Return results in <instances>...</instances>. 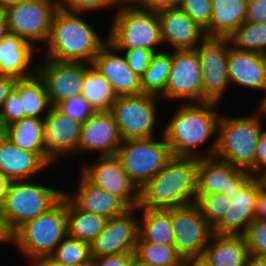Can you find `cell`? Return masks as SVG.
I'll return each mask as SVG.
<instances>
[{
  "mask_svg": "<svg viewBox=\"0 0 266 266\" xmlns=\"http://www.w3.org/2000/svg\"><path fill=\"white\" fill-rule=\"evenodd\" d=\"M245 266H266V256L249 255Z\"/></svg>",
  "mask_w": 266,
  "mask_h": 266,
  "instance_id": "obj_55",
  "label": "cell"
},
{
  "mask_svg": "<svg viewBox=\"0 0 266 266\" xmlns=\"http://www.w3.org/2000/svg\"><path fill=\"white\" fill-rule=\"evenodd\" d=\"M265 95L264 97H262L263 99H261V101H259V105L257 110L261 113V115L263 116V118L266 119V93L262 94Z\"/></svg>",
  "mask_w": 266,
  "mask_h": 266,
  "instance_id": "obj_58",
  "label": "cell"
},
{
  "mask_svg": "<svg viewBox=\"0 0 266 266\" xmlns=\"http://www.w3.org/2000/svg\"><path fill=\"white\" fill-rule=\"evenodd\" d=\"M133 266H155V265L147 264V263L141 262L140 260H138V259L134 256V258H133Z\"/></svg>",
  "mask_w": 266,
  "mask_h": 266,
  "instance_id": "obj_62",
  "label": "cell"
},
{
  "mask_svg": "<svg viewBox=\"0 0 266 266\" xmlns=\"http://www.w3.org/2000/svg\"><path fill=\"white\" fill-rule=\"evenodd\" d=\"M211 5L206 37L228 38L247 19L248 0H211Z\"/></svg>",
  "mask_w": 266,
  "mask_h": 266,
  "instance_id": "obj_28",
  "label": "cell"
},
{
  "mask_svg": "<svg viewBox=\"0 0 266 266\" xmlns=\"http://www.w3.org/2000/svg\"><path fill=\"white\" fill-rule=\"evenodd\" d=\"M68 235L66 196L48 211L24 223L10 236V245L16 246L27 260L50 256Z\"/></svg>",
  "mask_w": 266,
  "mask_h": 266,
  "instance_id": "obj_6",
  "label": "cell"
},
{
  "mask_svg": "<svg viewBox=\"0 0 266 266\" xmlns=\"http://www.w3.org/2000/svg\"><path fill=\"white\" fill-rule=\"evenodd\" d=\"M79 175V181L71 185L74 191L63 193L79 210L95 213L106 219L123 215L129 210L118 197L93 185L82 174Z\"/></svg>",
  "mask_w": 266,
  "mask_h": 266,
  "instance_id": "obj_24",
  "label": "cell"
},
{
  "mask_svg": "<svg viewBox=\"0 0 266 266\" xmlns=\"http://www.w3.org/2000/svg\"><path fill=\"white\" fill-rule=\"evenodd\" d=\"M160 134V138L124 140L115 154L138 191L173 157L167 141Z\"/></svg>",
  "mask_w": 266,
  "mask_h": 266,
  "instance_id": "obj_8",
  "label": "cell"
},
{
  "mask_svg": "<svg viewBox=\"0 0 266 266\" xmlns=\"http://www.w3.org/2000/svg\"><path fill=\"white\" fill-rule=\"evenodd\" d=\"M242 235L249 255L266 256V220L254 219Z\"/></svg>",
  "mask_w": 266,
  "mask_h": 266,
  "instance_id": "obj_39",
  "label": "cell"
},
{
  "mask_svg": "<svg viewBox=\"0 0 266 266\" xmlns=\"http://www.w3.org/2000/svg\"><path fill=\"white\" fill-rule=\"evenodd\" d=\"M58 8L71 12L88 14L97 13L99 11L115 10L113 8L111 0H58Z\"/></svg>",
  "mask_w": 266,
  "mask_h": 266,
  "instance_id": "obj_42",
  "label": "cell"
},
{
  "mask_svg": "<svg viewBox=\"0 0 266 266\" xmlns=\"http://www.w3.org/2000/svg\"><path fill=\"white\" fill-rule=\"evenodd\" d=\"M203 256L211 266H245L249 253L243 235L213 233Z\"/></svg>",
  "mask_w": 266,
  "mask_h": 266,
  "instance_id": "obj_27",
  "label": "cell"
},
{
  "mask_svg": "<svg viewBox=\"0 0 266 266\" xmlns=\"http://www.w3.org/2000/svg\"><path fill=\"white\" fill-rule=\"evenodd\" d=\"M134 253L103 256L92 259L93 266H133Z\"/></svg>",
  "mask_w": 266,
  "mask_h": 266,
  "instance_id": "obj_45",
  "label": "cell"
},
{
  "mask_svg": "<svg viewBox=\"0 0 266 266\" xmlns=\"http://www.w3.org/2000/svg\"><path fill=\"white\" fill-rule=\"evenodd\" d=\"M80 173L93 185L118 197L129 209L139 205V191L130 182L116 155L97 156L94 162H85Z\"/></svg>",
  "mask_w": 266,
  "mask_h": 266,
  "instance_id": "obj_13",
  "label": "cell"
},
{
  "mask_svg": "<svg viewBox=\"0 0 266 266\" xmlns=\"http://www.w3.org/2000/svg\"><path fill=\"white\" fill-rule=\"evenodd\" d=\"M231 203V197L223 193L196 195L194 204L206 221L214 227L224 216Z\"/></svg>",
  "mask_w": 266,
  "mask_h": 266,
  "instance_id": "obj_38",
  "label": "cell"
},
{
  "mask_svg": "<svg viewBox=\"0 0 266 266\" xmlns=\"http://www.w3.org/2000/svg\"><path fill=\"white\" fill-rule=\"evenodd\" d=\"M11 180L0 171V206L4 203Z\"/></svg>",
  "mask_w": 266,
  "mask_h": 266,
  "instance_id": "obj_54",
  "label": "cell"
},
{
  "mask_svg": "<svg viewBox=\"0 0 266 266\" xmlns=\"http://www.w3.org/2000/svg\"><path fill=\"white\" fill-rule=\"evenodd\" d=\"M171 66V51L165 49L154 53L148 68L140 77L142 93L161 97L165 91Z\"/></svg>",
  "mask_w": 266,
  "mask_h": 266,
  "instance_id": "obj_34",
  "label": "cell"
},
{
  "mask_svg": "<svg viewBox=\"0 0 266 266\" xmlns=\"http://www.w3.org/2000/svg\"><path fill=\"white\" fill-rule=\"evenodd\" d=\"M122 138L109 112H95L81 124L78 155L97 152V156L115 155Z\"/></svg>",
  "mask_w": 266,
  "mask_h": 266,
  "instance_id": "obj_20",
  "label": "cell"
},
{
  "mask_svg": "<svg viewBox=\"0 0 266 266\" xmlns=\"http://www.w3.org/2000/svg\"><path fill=\"white\" fill-rule=\"evenodd\" d=\"M113 13L115 14L112 17V24L109 26L107 39L115 49L140 47L154 53L165 50L162 48L157 12L125 8Z\"/></svg>",
  "mask_w": 266,
  "mask_h": 266,
  "instance_id": "obj_7",
  "label": "cell"
},
{
  "mask_svg": "<svg viewBox=\"0 0 266 266\" xmlns=\"http://www.w3.org/2000/svg\"><path fill=\"white\" fill-rule=\"evenodd\" d=\"M261 189L257 176L251 175L231 197V203L222 219L213 227L215 234L242 235L254 220L256 200Z\"/></svg>",
  "mask_w": 266,
  "mask_h": 266,
  "instance_id": "obj_19",
  "label": "cell"
},
{
  "mask_svg": "<svg viewBox=\"0 0 266 266\" xmlns=\"http://www.w3.org/2000/svg\"><path fill=\"white\" fill-rule=\"evenodd\" d=\"M202 29H206L211 21V0H182L179 7Z\"/></svg>",
  "mask_w": 266,
  "mask_h": 266,
  "instance_id": "obj_41",
  "label": "cell"
},
{
  "mask_svg": "<svg viewBox=\"0 0 266 266\" xmlns=\"http://www.w3.org/2000/svg\"><path fill=\"white\" fill-rule=\"evenodd\" d=\"M219 105L217 102L207 101L180 103L176 106L171 119L161 130L173 156L197 158L214 156L217 147L218 121L222 113L217 109ZM210 140L211 142H208ZM207 143V147L202 150Z\"/></svg>",
  "mask_w": 266,
  "mask_h": 266,
  "instance_id": "obj_1",
  "label": "cell"
},
{
  "mask_svg": "<svg viewBox=\"0 0 266 266\" xmlns=\"http://www.w3.org/2000/svg\"><path fill=\"white\" fill-rule=\"evenodd\" d=\"M36 50L39 49L24 38L8 33L0 42V75L15 80L35 75L38 62L35 61V56H38Z\"/></svg>",
  "mask_w": 266,
  "mask_h": 266,
  "instance_id": "obj_25",
  "label": "cell"
},
{
  "mask_svg": "<svg viewBox=\"0 0 266 266\" xmlns=\"http://www.w3.org/2000/svg\"><path fill=\"white\" fill-rule=\"evenodd\" d=\"M228 76L231 86L266 93V55L236 49L228 39Z\"/></svg>",
  "mask_w": 266,
  "mask_h": 266,
  "instance_id": "obj_23",
  "label": "cell"
},
{
  "mask_svg": "<svg viewBox=\"0 0 266 266\" xmlns=\"http://www.w3.org/2000/svg\"><path fill=\"white\" fill-rule=\"evenodd\" d=\"M57 9L58 0H24L8 6L3 10L8 33L24 38L40 51L48 41Z\"/></svg>",
  "mask_w": 266,
  "mask_h": 266,
  "instance_id": "obj_10",
  "label": "cell"
},
{
  "mask_svg": "<svg viewBox=\"0 0 266 266\" xmlns=\"http://www.w3.org/2000/svg\"><path fill=\"white\" fill-rule=\"evenodd\" d=\"M139 215V238L144 242L174 245L171 209L150 210L137 206Z\"/></svg>",
  "mask_w": 266,
  "mask_h": 266,
  "instance_id": "obj_30",
  "label": "cell"
},
{
  "mask_svg": "<svg viewBox=\"0 0 266 266\" xmlns=\"http://www.w3.org/2000/svg\"><path fill=\"white\" fill-rule=\"evenodd\" d=\"M236 49L266 55V23L244 22L228 37Z\"/></svg>",
  "mask_w": 266,
  "mask_h": 266,
  "instance_id": "obj_35",
  "label": "cell"
},
{
  "mask_svg": "<svg viewBox=\"0 0 266 266\" xmlns=\"http://www.w3.org/2000/svg\"><path fill=\"white\" fill-rule=\"evenodd\" d=\"M29 266H62L61 264H58L52 257L50 256H40V257H34L30 258L28 260Z\"/></svg>",
  "mask_w": 266,
  "mask_h": 266,
  "instance_id": "obj_51",
  "label": "cell"
},
{
  "mask_svg": "<svg viewBox=\"0 0 266 266\" xmlns=\"http://www.w3.org/2000/svg\"><path fill=\"white\" fill-rule=\"evenodd\" d=\"M23 117H25V112L22 110L20 95L14 88H12L3 103L0 111V118L3 123L8 126Z\"/></svg>",
  "mask_w": 266,
  "mask_h": 266,
  "instance_id": "obj_44",
  "label": "cell"
},
{
  "mask_svg": "<svg viewBox=\"0 0 266 266\" xmlns=\"http://www.w3.org/2000/svg\"><path fill=\"white\" fill-rule=\"evenodd\" d=\"M194 50L201 65L203 102L222 103L224 95L231 88L228 38L206 37Z\"/></svg>",
  "mask_w": 266,
  "mask_h": 266,
  "instance_id": "obj_11",
  "label": "cell"
},
{
  "mask_svg": "<svg viewBox=\"0 0 266 266\" xmlns=\"http://www.w3.org/2000/svg\"><path fill=\"white\" fill-rule=\"evenodd\" d=\"M68 236L91 243L104 229L107 219L79 210L66 197Z\"/></svg>",
  "mask_w": 266,
  "mask_h": 266,
  "instance_id": "obj_33",
  "label": "cell"
},
{
  "mask_svg": "<svg viewBox=\"0 0 266 266\" xmlns=\"http://www.w3.org/2000/svg\"><path fill=\"white\" fill-rule=\"evenodd\" d=\"M250 176L249 171L238 169L214 156L199 158L196 169V195H232Z\"/></svg>",
  "mask_w": 266,
  "mask_h": 266,
  "instance_id": "obj_17",
  "label": "cell"
},
{
  "mask_svg": "<svg viewBox=\"0 0 266 266\" xmlns=\"http://www.w3.org/2000/svg\"><path fill=\"white\" fill-rule=\"evenodd\" d=\"M171 63L161 101L203 103L201 65L195 50H173Z\"/></svg>",
  "mask_w": 266,
  "mask_h": 266,
  "instance_id": "obj_12",
  "label": "cell"
},
{
  "mask_svg": "<svg viewBox=\"0 0 266 266\" xmlns=\"http://www.w3.org/2000/svg\"><path fill=\"white\" fill-rule=\"evenodd\" d=\"M264 123L258 110L248 115L221 113L214 157L255 176L257 142L266 129Z\"/></svg>",
  "mask_w": 266,
  "mask_h": 266,
  "instance_id": "obj_4",
  "label": "cell"
},
{
  "mask_svg": "<svg viewBox=\"0 0 266 266\" xmlns=\"http://www.w3.org/2000/svg\"><path fill=\"white\" fill-rule=\"evenodd\" d=\"M8 34V28L4 12L0 10V42Z\"/></svg>",
  "mask_w": 266,
  "mask_h": 266,
  "instance_id": "obj_56",
  "label": "cell"
},
{
  "mask_svg": "<svg viewBox=\"0 0 266 266\" xmlns=\"http://www.w3.org/2000/svg\"><path fill=\"white\" fill-rule=\"evenodd\" d=\"M24 0H0V10H4L6 7L17 4Z\"/></svg>",
  "mask_w": 266,
  "mask_h": 266,
  "instance_id": "obj_59",
  "label": "cell"
},
{
  "mask_svg": "<svg viewBox=\"0 0 266 266\" xmlns=\"http://www.w3.org/2000/svg\"><path fill=\"white\" fill-rule=\"evenodd\" d=\"M80 95L95 112H109L117 99L111 84L89 63H86V74Z\"/></svg>",
  "mask_w": 266,
  "mask_h": 266,
  "instance_id": "obj_32",
  "label": "cell"
},
{
  "mask_svg": "<svg viewBox=\"0 0 266 266\" xmlns=\"http://www.w3.org/2000/svg\"><path fill=\"white\" fill-rule=\"evenodd\" d=\"M20 95L25 117L44 119L51 104L44 82L36 73L25 79L16 80L13 87Z\"/></svg>",
  "mask_w": 266,
  "mask_h": 266,
  "instance_id": "obj_31",
  "label": "cell"
},
{
  "mask_svg": "<svg viewBox=\"0 0 266 266\" xmlns=\"http://www.w3.org/2000/svg\"><path fill=\"white\" fill-rule=\"evenodd\" d=\"M91 64L111 84L117 97L142 93L140 77L129 68L122 52L109 42L94 56Z\"/></svg>",
  "mask_w": 266,
  "mask_h": 266,
  "instance_id": "obj_21",
  "label": "cell"
},
{
  "mask_svg": "<svg viewBox=\"0 0 266 266\" xmlns=\"http://www.w3.org/2000/svg\"><path fill=\"white\" fill-rule=\"evenodd\" d=\"M246 22L266 23V0H248Z\"/></svg>",
  "mask_w": 266,
  "mask_h": 266,
  "instance_id": "obj_46",
  "label": "cell"
},
{
  "mask_svg": "<svg viewBox=\"0 0 266 266\" xmlns=\"http://www.w3.org/2000/svg\"><path fill=\"white\" fill-rule=\"evenodd\" d=\"M50 257L62 266H84L92 263L90 244L68 235L58 244Z\"/></svg>",
  "mask_w": 266,
  "mask_h": 266,
  "instance_id": "obj_37",
  "label": "cell"
},
{
  "mask_svg": "<svg viewBox=\"0 0 266 266\" xmlns=\"http://www.w3.org/2000/svg\"><path fill=\"white\" fill-rule=\"evenodd\" d=\"M182 266H211L203 255L183 258Z\"/></svg>",
  "mask_w": 266,
  "mask_h": 266,
  "instance_id": "obj_53",
  "label": "cell"
},
{
  "mask_svg": "<svg viewBox=\"0 0 266 266\" xmlns=\"http://www.w3.org/2000/svg\"><path fill=\"white\" fill-rule=\"evenodd\" d=\"M6 138L22 150L36 153L49 168L54 163L45 154L43 119L23 117L6 127Z\"/></svg>",
  "mask_w": 266,
  "mask_h": 266,
  "instance_id": "obj_29",
  "label": "cell"
},
{
  "mask_svg": "<svg viewBox=\"0 0 266 266\" xmlns=\"http://www.w3.org/2000/svg\"><path fill=\"white\" fill-rule=\"evenodd\" d=\"M199 158L173 156L139 191V207L169 210L191 205L196 199Z\"/></svg>",
  "mask_w": 266,
  "mask_h": 266,
  "instance_id": "obj_3",
  "label": "cell"
},
{
  "mask_svg": "<svg viewBox=\"0 0 266 266\" xmlns=\"http://www.w3.org/2000/svg\"><path fill=\"white\" fill-rule=\"evenodd\" d=\"M6 125L0 118V141H2L6 137Z\"/></svg>",
  "mask_w": 266,
  "mask_h": 266,
  "instance_id": "obj_61",
  "label": "cell"
},
{
  "mask_svg": "<svg viewBox=\"0 0 266 266\" xmlns=\"http://www.w3.org/2000/svg\"><path fill=\"white\" fill-rule=\"evenodd\" d=\"M254 219L266 220V189L262 184L256 200Z\"/></svg>",
  "mask_w": 266,
  "mask_h": 266,
  "instance_id": "obj_49",
  "label": "cell"
},
{
  "mask_svg": "<svg viewBox=\"0 0 266 266\" xmlns=\"http://www.w3.org/2000/svg\"><path fill=\"white\" fill-rule=\"evenodd\" d=\"M64 190L30 180L11 181L0 218L7 234L11 236L24 223L48 211L63 196Z\"/></svg>",
  "mask_w": 266,
  "mask_h": 266,
  "instance_id": "obj_5",
  "label": "cell"
},
{
  "mask_svg": "<svg viewBox=\"0 0 266 266\" xmlns=\"http://www.w3.org/2000/svg\"><path fill=\"white\" fill-rule=\"evenodd\" d=\"M143 0H111L113 8L117 10L125 8H139Z\"/></svg>",
  "mask_w": 266,
  "mask_h": 266,
  "instance_id": "obj_52",
  "label": "cell"
},
{
  "mask_svg": "<svg viewBox=\"0 0 266 266\" xmlns=\"http://www.w3.org/2000/svg\"><path fill=\"white\" fill-rule=\"evenodd\" d=\"M157 14L163 46H168L170 51L194 50L206 38L204 29L179 8Z\"/></svg>",
  "mask_w": 266,
  "mask_h": 266,
  "instance_id": "obj_22",
  "label": "cell"
},
{
  "mask_svg": "<svg viewBox=\"0 0 266 266\" xmlns=\"http://www.w3.org/2000/svg\"><path fill=\"white\" fill-rule=\"evenodd\" d=\"M48 167L36 153L20 149L6 137L0 141V171L11 181L35 179Z\"/></svg>",
  "mask_w": 266,
  "mask_h": 266,
  "instance_id": "obj_26",
  "label": "cell"
},
{
  "mask_svg": "<svg viewBox=\"0 0 266 266\" xmlns=\"http://www.w3.org/2000/svg\"><path fill=\"white\" fill-rule=\"evenodd\" d=\"M257 177L259 178L262 186L266 189V168L260 172Z\"/></svg>",
  "mask_w": 266,
  "mask_h": 266,
  "instance_id": "obj_60",
  "label": "cell"
},
{
  "mask_svg": "<svg viewBox=\"0 0 266 266\" xmlns=\"http://www.w3.org/2000/svg\"><path fill=\"white\" fill-rule=\"evenodd\" d=\"M182 0H143L139 9L159 12L165 9H178Z\"/></svg>",
  "mask_w": 266,
  "mask_h": 266,
  "instance_id": "obj_47",
  "label": "cell"
},
{
  "mask_svg": "<svg viewBox=\"0 0 266 266\" xmlns=\"http://www.w3.org/2000/svg\"><path fill=\"white\" fill-rule=\"evenodd\" d=\"M84 266H93V264H92V263H90V264H87V265H84Z\"/></svg>",
  "mask_w": 266,
  "mask_h": 266,
  "instance_id": "obj_63",
  "label": "cell"
},
{
  "mask_svg": "<svg viewBox=\"0 0 266 266\" xmlns=\"http://www.w3.org/2000/svg\"><path fill=\"white\" fill-rule=\"evenodd\" d=\"M124 55L129 68L137 76L141 77L145 70L148 68L151 58L154 54L149 49L133 48V49H117Z\"/></svg>",
  "mask_w": 266,
  "mask_h": 266,
  "instance_id": "obj_43",
  "label": "cell"
},
{
  "mask_svg": "<svg viewBox=\"0 0 266 266\" xmlns=\"http://www.w3.org/2000/svg\"><path fill=\"white\" fill-rule=\"evenodd\" d=\"M40 61V62H39ZM36 73L44 82L51 107L80 95L86 74L85 62L58 61L43 58Z\"/></svg>",
  "mask_w": 266,
  "mask_h": 266,
  "instance_id": "obj_14",
  "label": "cell"
},
{
  "mask_svg": "<svg viewBox=\"0 0 266 266\" xmlns=\"http://www.w3.org/2000/svg\"><path fill=\"white\" fill-rule=\"evenodd\" d=\"M136 208L107 219L103 231L90 243L92 259L134 253L139 239V214ZM136 214V215H135Z\"/></svg>",
  "mask_w": 266,
  "mask_h": 266,
  "instance_id": "obj_16",
  "label": "cell"
},
{
  "mask_svg": "<svg viewBox=\"0 0 266 266\" xmlns=\"http://www.w3.org/2000/svg\"><path fill=\"white\" fill-rule=\"evenodd\" d=\"M174 247L183 257L203 255L212 235L213 227L193 203L171 209Z\"/></svg>",
  "mask_w": 266,
  "mask_h": 266,
  "instance_id": "obj_15",
  "label": "cell"
},
{
  "mask_svg": "<svg viewBox=\"0 0 266 266\" xmlns=\"http://www.w3.org/2000/svg\"><path fill=\"white\" fill-rule=\"evenodd\" d=\"M159 99L143 93L117 97L109 113L118 126L122 141L157 136Z\"/></svg>",
  "mask_w": 266,
  "mask_h": 266,
  "instance_id": "obj_9",
  "label": "cell"
},
{
  "mask_svg": "<svg viewBox=\"0 0 266 266\" xmlns=\"http://www.w3.org/2000/svg\"><path fill=\"white\" fill-rule=\"evenodd\" d=\"M266 168V130L260 135L255 155V176Z\"/></svg>",
  "mask_w": 266,
  "mask_h": 266,
  "instance_id": "obj_48",
  "label": "cell"
},
{
  "mask_svg": "<svg viewBox=\"0 0 266 266\" xmlns=\"http://www.w3.org/2000/svg\"><path fill=\"white\" fill-rule=\"evenodd\" d=\"M15 79L7 76L0 75V111L2 109L3 103L6 100L9 92L14 87Z\"/></svg>",
  "mask_w": 266,
  "mask_h": 266,
  "instance_id": "obj_50",
  "label": "cell"
},
{
  "mask_svg": "<svg viewBox=\"0 0 266 266\" xmlns=\"http://www.w3.org/2000/svg\"><path fill=\"white\" fill-rule=\"evenodd\" d=\"M84 15L87 14L58 8L52 18L48 41L38 52L47 53L44 56L52 60L91 64L108 39L107 34L101 36L95 24L91 25Z\"/></svg>",
  "mask_w": 266,
  "mask_h": 266,
  "instance_id": "obj_2",
  "label": "cell"
},
{
  "mask_svg": "<svg viewBox=\"0 0 266 266\" xmlns=\"http://www.w3.org/2000/svg\"><path fill=\"white\" fill-rule=\"evenodd\" d=\"M45 154L56 165L65 156L78 155L81 123L51 107L43 119Z\"/></svg>",
  "mask_w": 266,
  "mask_h": 266,
  "instance_id": "obj_18",
  "label": "cell"
},
{
  "mask_svg": "<svg viewBox=\"0 0 266 266\" xmlns=\"http://www.w3.org/2000/svg\"><path fill=\"white\" fill-rule=\"evenodd\" d=\"M135 257L141 262L155 266H182L183 257L174 245H160L138 239Z\"/></svg>",
  "mask_w": 266,
  "mask_h": 266,
  "instance_id": "obj_36",
  "label": "cell"
},
{
  "mask_svg": "<svg viewBox=\"0 0 266 266\" xmlns=\"http://www.w3.org/2000/svg\"><path fill=\"white\" fill-rule=\"evenodd\" d=\"M56 108L67 117L81 124L95 113L92 106L81 95L62 101Z\"/></svg>",
  "mask_w": 266,
  "mask_h": 266,
  "instance_id": "obj_40",
  "label": "cell"
},
{
  "mask_svg": "<svg viewBox=\"0 0 266 266\" xmlns=\"http://www.w3.org/2000/svg\"><path fill=\"white\" fill-rule=\"evenodd\" d=\"M10 244V236L5 231L1 218H0V244Z\"/></svg>",
  "mask_w": 266,
  "mask_h": 266,
  "instance_id": "obj_57",
  "label": "cell"
}]
</instances>
